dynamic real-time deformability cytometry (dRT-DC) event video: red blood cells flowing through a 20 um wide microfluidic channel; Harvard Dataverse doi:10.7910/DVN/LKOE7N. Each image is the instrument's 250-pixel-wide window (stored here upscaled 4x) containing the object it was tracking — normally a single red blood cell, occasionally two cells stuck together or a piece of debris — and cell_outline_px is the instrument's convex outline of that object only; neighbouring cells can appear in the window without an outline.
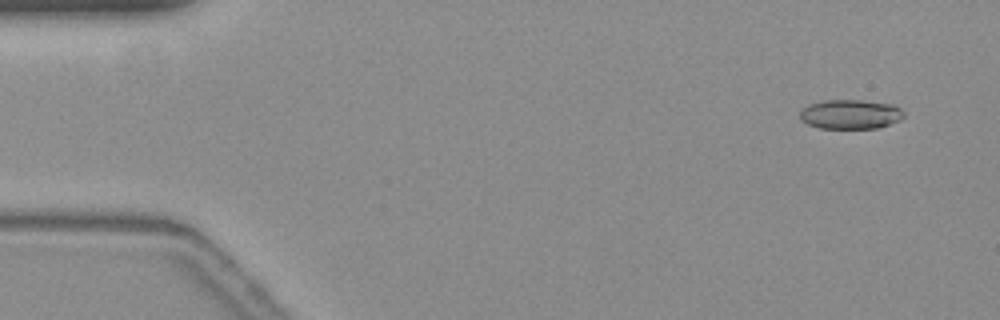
{"species": "common noctule bat (a hibernating species)", "species_latin": "Nyctalus noctula", "temperature_condition": "warm", "stored_images_in_passage": 55, "camera_frame_rate_fps": 3000, "um_per_image_px": 0.085, "animal": {"sex": "female", "body_mass_g": 19.3, "forearm_length_mm": 54.1}, "frame": {"image": 1, "passage_image": 3, "time_ms": 0.667, "image_size_px": [1000, 320], "cell_outline_px": [[904, 116], [900, 120], [876, 128], [820, 128], [808, 124], [800, 116], [800, 112], [808, 104], [824, 100], [860, 100], [892, 104], [900, 108], [904, 112]], "centroid_in_image_um": [72.3, 9.7], "position_along_channel_um": 12.7, "area_um2": 17.63}}
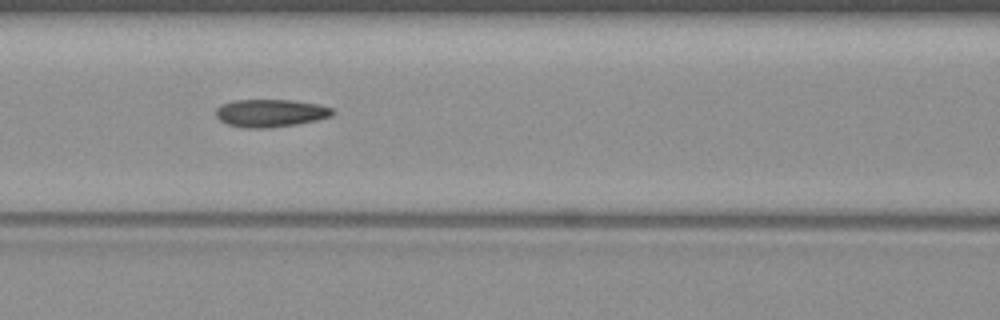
{"frame": {"image": 2, "passage_image": 23, "time_ms": 7.333, "image_size_px": [1000, 320], "cell_outline_px": [[336, 112], [332, 116], [316, 120], [296, 124], [268, 128], [244, 128], [228, 124], [220, 120], [216, 116], [216, 108], [220, 104], [232, 100], [292, 100], [320, 104], [332, 108]], "centroid_in_image_um": [22.99, 9.6], "position_along_channel_um": 143.6, "area_um2": 19.02}}
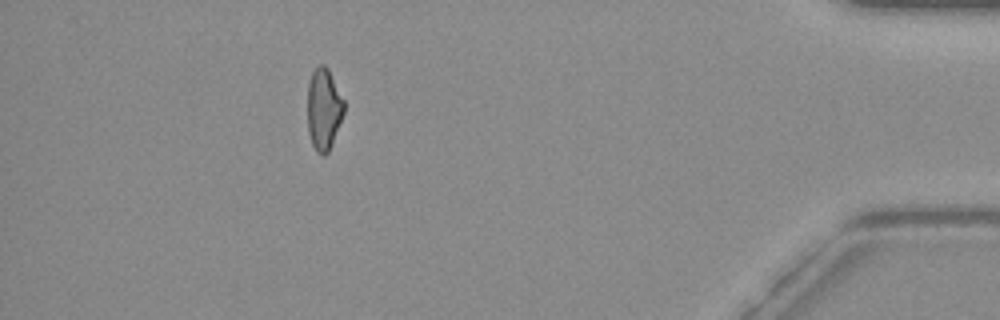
{"frame": {"image": 3, "passage_image": 49, "time_ms": 16.0, "image_size_px": [1000, 320], "cell_outline_px": [[344, 112], [332, 144], [328, 152], [324, 156], [320, 156], [316, 152], [312, 144], [308, 132], [308, 84], [312, 72], [320, 64], [324, 64], [328, 68], [344, 100]], "centroid_in_image_um": [27.51, 9.3], "position_along_channel_um": 407.7, "area_um2": 17.4}, "authors_computed_cell_mechanics": {"area_um2": 18.496, "velocity_mm_per_s": 3.7136, "shape_relaxation_time_tau1_ms": null, "shape_relaxation_time_tau2_ms": 2.953, "deformation_change_tau1": null, "deformation_change_tau2": 0.0933}}